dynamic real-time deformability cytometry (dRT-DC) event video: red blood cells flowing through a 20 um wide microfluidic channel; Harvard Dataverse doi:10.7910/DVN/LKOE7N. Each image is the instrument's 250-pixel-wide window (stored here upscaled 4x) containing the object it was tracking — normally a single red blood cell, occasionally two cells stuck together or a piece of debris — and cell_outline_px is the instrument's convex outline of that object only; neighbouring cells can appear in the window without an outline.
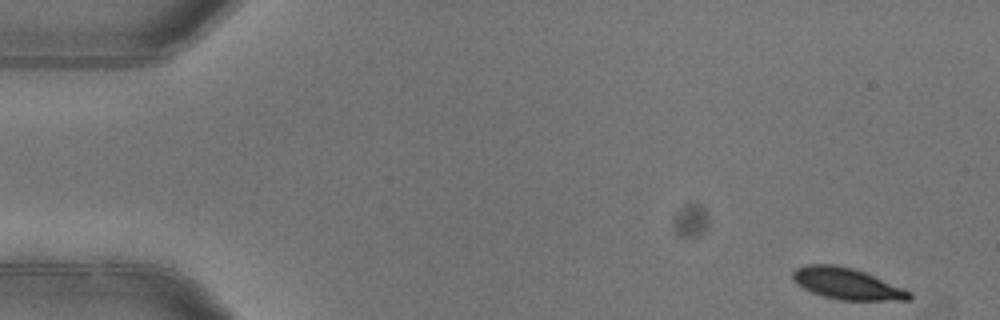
{"species": "common noctule bat (a hibernating species)", "species_latin": "Nyctalus noctula", "temperature_condition": "warm", "stored_images_in_passage": 5, "camera_frame_rate_fps": 3000, "um_per_image_px": 0.085, "animal": {"sex": "female"}, "frame": {"image": 1, "passage_image": 1, "time_ms": 0.0, "image_size_px": [1000, 320], "cell_outline_px": [[912, 300], [840, 300], [824, 296], [812, 292], [796, 284], [792, 280], [792, 272], [796, 268], [804, 264], [832, 264], [852, 268], [864, 272], [904, 288], [912, 292]], "centroid_in_image_um": [71.97, 24.11], "position_along_channel_um": 13.0, "area_um2": 21.33}}
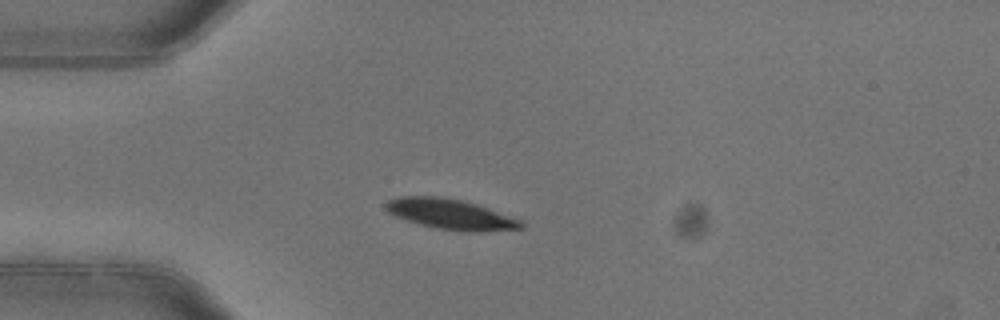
{"frame": {"image": 2, "passage_image": 4, "time_ms": 1.0, "image_size_px": [1000, 320], "cell_outline_px": [[524, 228], [472, 232], [468, 232], [436, 228], [420, 224], [396, 216], [388, 212], [384, 208], [384, 204], [388, 200], [400, 196], [440, 196], [460, 200], [476, 204], [520, 220], [524, 224]], "centroid_in_image_um": [38.26, 18.2], "position_along_channel_um": 46.7, "area_um2": 23.58}}